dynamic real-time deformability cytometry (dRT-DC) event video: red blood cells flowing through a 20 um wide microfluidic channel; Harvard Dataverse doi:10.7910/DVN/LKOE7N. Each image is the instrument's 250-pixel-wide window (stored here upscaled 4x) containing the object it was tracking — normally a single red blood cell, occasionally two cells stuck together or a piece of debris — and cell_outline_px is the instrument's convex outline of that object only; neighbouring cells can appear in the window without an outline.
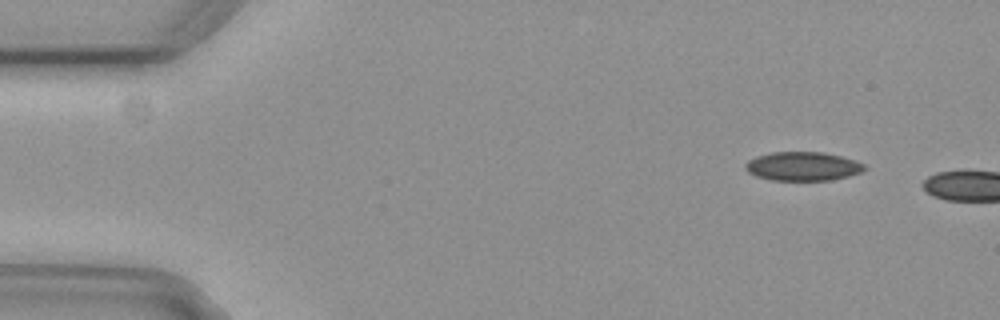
{"species": "common noctule bat (a hibernating species)", "species_latin": "Nyctalus noctula", "temperature_condition": "cold", "stored_images_in_passage": 3, "camera_frame_rate_fps": 3000, "um_per_image_px": 0.085, "animal": {"sex": "female", "body_mass_g": 29.2, "forearm_length_mm": 56.3}, "frame": {"image": 1, "passage_image": 2, "time_ms": 0.333, "image_size_px": [1000, 320], "cell_outline_px": [[868, 168], [860, 172], [848, 176], [832, 180], [772, 180], [756, 176], [748, 172], [744, 168], [744, 164], [748, 160], [756, 156], [772, 152], [824, 152], [840, 156], [864, 164]], "centroid_in_image_um": [68.2, 14.13], "position_along_channel_um": 16.8, "area_um2": 20.0}}